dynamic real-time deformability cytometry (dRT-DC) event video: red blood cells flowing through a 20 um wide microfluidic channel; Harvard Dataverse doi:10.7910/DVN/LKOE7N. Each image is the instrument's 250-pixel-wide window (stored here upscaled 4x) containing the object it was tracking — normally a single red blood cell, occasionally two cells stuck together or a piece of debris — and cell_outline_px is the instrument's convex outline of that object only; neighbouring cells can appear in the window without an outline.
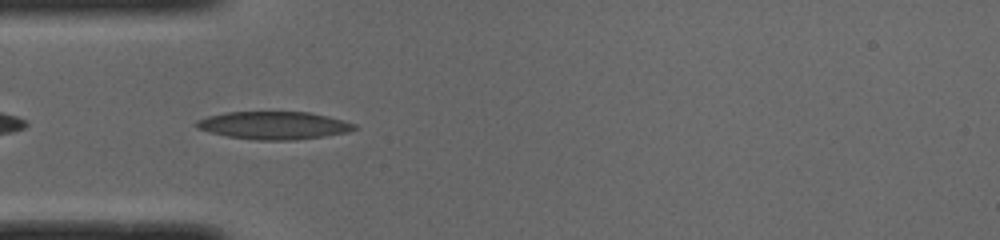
{"species": "common noctule bat (a hibernating species)", "species_latin": "Nyctalus noctula", "temperature_condition": "cold", "stored_images_in_passage": 35, "camera_frame_rate_fps": 3000, "um_per_image_px": 0.085, "animal": {"sex": "male", "body_mass_g": 19.0, "forearm_length_mm": 50.8}, "frame": {"image": 1, "passage_image": 3, "time_ms": 0.667, "image_size_px": [1000, 240], "cell_outline_px": [[360, 128], [348, 132], [324, 136], [292, 140], [256, 140], [228, 136], [196, 128], [196, 120], [208, 116], [224, 112], [308, 112], [356, 124]], "centroid_in_image_um": [23.27, 10.66], "position_along_channel_um": 61.7, "area_um2": 25.32}}
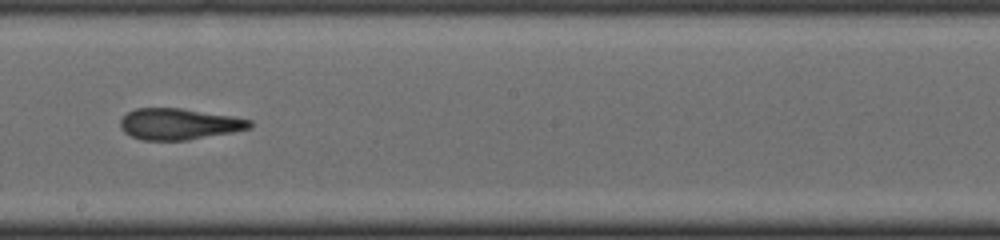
{"frame": {"image": 2, "passage_image": 16, "time_ms": 5.0, "image_size_px": [1000, 240], "cell_outline_px": [[252, 124], [248, 128], [232, 132], [188, 140], [140, 140], [124, 132], [120, 124], [120, 120], [128, 112], [136, 108], [180, 108], [232, 116], [252, 120]], "centroid_in_image_um": [15.19, 10.54], "position_along_channel_um": 233.0, "area_um2": 23.35}}
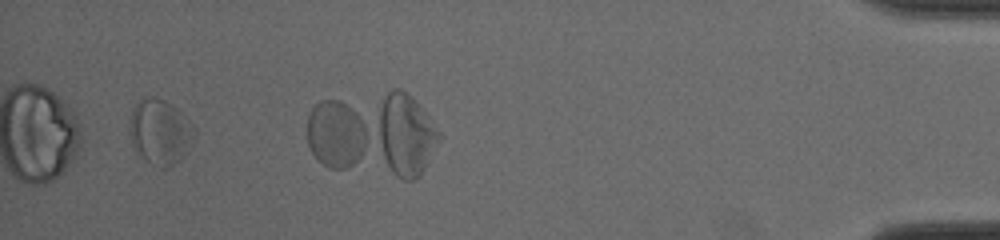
{"frame": {"image": 3, "passage_image": 32, "time_ms": 10.333, "image_size_px": [1000, 240], "cell_outline_px": [[196, 140], [180, 160], [168, 168], [160, 168], [152, 164], [132, 144], [132, 112], [136, 104], [144, 96], [164, 100], [176, 108], [180, 112], [196, 132]], "centroid_in_image_um": [13.67, 11.23], "position_along_channel_um": 421.5, "area_um2": 23.76}, "authors_computed_cell_mechanics": {"area_um2": 24.2182, "velocity_mm_per_s": 3.9695, "shape_relaxation_time_tau1_ms": 3.9445, "shape_relaxation_time_tau2_ms": 2.6503, "deformation_change_tau1": 0.1234, "deformation_change_tau2": 0.1148}}